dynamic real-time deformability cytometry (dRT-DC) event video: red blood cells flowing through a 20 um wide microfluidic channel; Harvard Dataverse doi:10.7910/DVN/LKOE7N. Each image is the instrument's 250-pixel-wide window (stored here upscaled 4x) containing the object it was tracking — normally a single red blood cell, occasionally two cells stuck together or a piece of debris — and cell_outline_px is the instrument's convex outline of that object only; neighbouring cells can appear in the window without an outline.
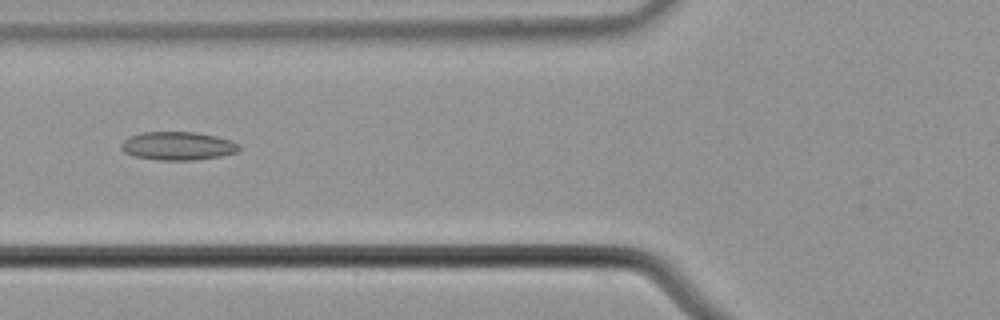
{"species": "common noctule bat (a hibernating species)", "species_latin": "Nyctalus noctula", "temperature_condition": "cold", "stored_images_in_passage": 3, "camera_frame_rate_fps": 3000, "um_per_image_px": 0.085, "animal": {"sex": "male", "body_mass_g": 21.5, "forearm_length_mm": 52.0}, "frame": {"image": 1, "passage_image": 2, "time_ms": 0.333, "image_size_px": [1000, 320], "cell_outline_px": [[240, 148], [236, 152], [220, 156], [196, 160], [160, 160], [136, 156], [124, 152], [120, 148], [120, 144], [124, 140], [132, 136], [144, 132], [196, 132], [216, 136], [232, 140], [240, 144]], "centroid_in_image_um": [15.14, 12.4], "position_along_channel_um": 110.7, "area_um2": 19.42}}
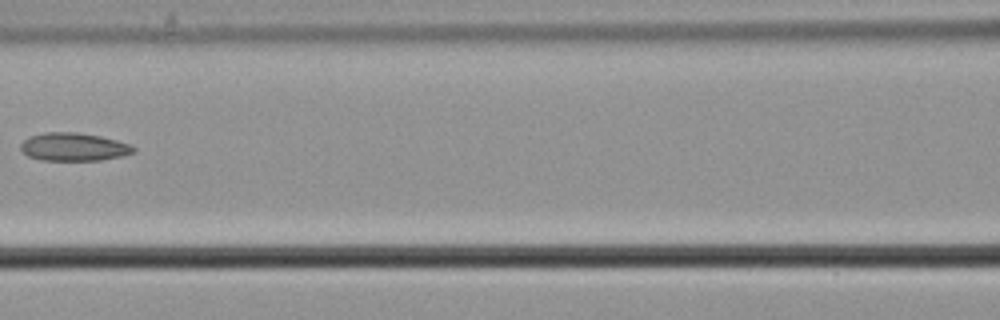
{"frame": {"image": 2, "passage_image": 3, "time_ms": 0.667, "image_size_px": [1000, 320], "cell_outline_px": [[136, 152], [120, 156], [100, 160], [40, 160], [28, 156], [20, 148], [20, 144], [28, 136], [44, 132], [80, 132], [100, 136], [116, 140], [128, 144], [136, 148]], "centroid_in_image_um": [6.24, 12.47], "position_along_channel_um": 160.4, "area_um2": 18.5}}